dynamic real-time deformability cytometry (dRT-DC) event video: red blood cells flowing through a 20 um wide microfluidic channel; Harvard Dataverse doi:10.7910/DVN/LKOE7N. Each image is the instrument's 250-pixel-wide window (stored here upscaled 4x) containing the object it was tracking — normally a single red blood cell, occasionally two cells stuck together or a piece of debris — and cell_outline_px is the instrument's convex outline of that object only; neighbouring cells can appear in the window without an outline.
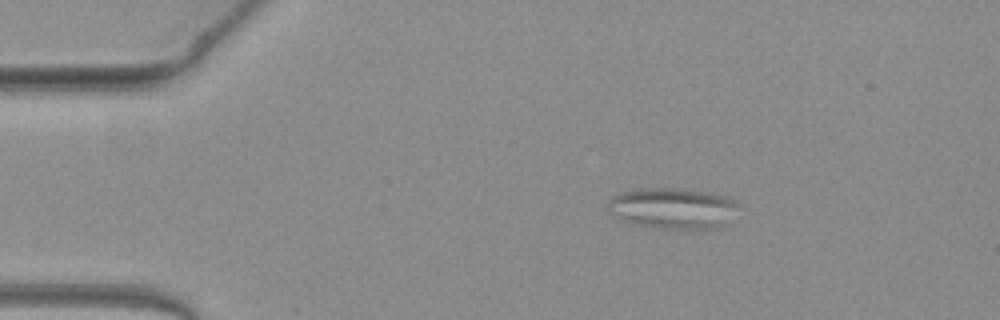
{"species": "common noctule bat (a hibernating species)", "species_latin": "Nyctalus noctula", "temperature_condition": "warm", "stored_images_in_passage": 49, "camera_frame_rate_fps": 3000, "um_per_image_px": 0.085, "animal": {"sex": "female", "body_mass_g": 19.3, "forearm_length_mm": 54.1}, "frame": {"image": 1, "passage_image": 7, "time_ms": 2.0, "image_size_px": [1000, 320], "cell_outline_px": [[740, 204], [728, 224], [716, 228], [656, 228], [624, 220], [612, 216], [608, 208], [608, 200], [612, 196], [620, 192], [636, 188], [676, 188], [728, 196], [736, 200]], "centroid_in_image_um": [57.2, 17.69], "position_along_channel_um": 27.8, "area_um2": 31.15}}
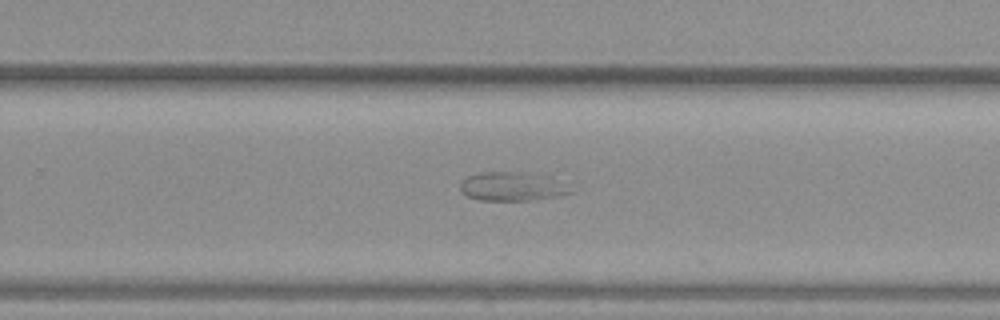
{"frame": {"image": 2, "passage_image": 31, "time_ms": 10.0, "image_size_px": [1000, 320], "cell_outline_px": [[572, 192], [556, 196], [532, 200], [480, 200], [468, 196], [460, 192], [460, 184], [468, 176], [480, 172], [516, 172], [552, 176], [572, 180]], "centroid_in_image_um": [43.68, 15.83], "position_along_channel_um": 286.1, "area_um2": 19.07}}
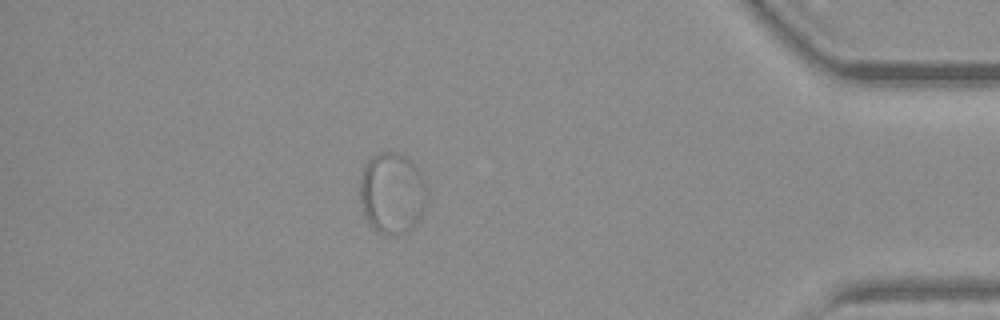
{"frame": {"image": 3, "passage_image": 43, "time_ms": 14.0, "image_size_px": [1000, 320], "cell_outline_px": [[428, 200], [416, 224], [408, 232], [396, 236], [392, 236], [380, 232], [364, 216], [360, 200], [360, 180], [364, 168], [368, 160], [372, 156], [380, 152], [392, 152], [408, 156], [416, 168], [428, 192]], "centroid_in_image_um": [33.34, 16.43], "position_along_channel_um": 401.9, "area_um2": 31.67}}